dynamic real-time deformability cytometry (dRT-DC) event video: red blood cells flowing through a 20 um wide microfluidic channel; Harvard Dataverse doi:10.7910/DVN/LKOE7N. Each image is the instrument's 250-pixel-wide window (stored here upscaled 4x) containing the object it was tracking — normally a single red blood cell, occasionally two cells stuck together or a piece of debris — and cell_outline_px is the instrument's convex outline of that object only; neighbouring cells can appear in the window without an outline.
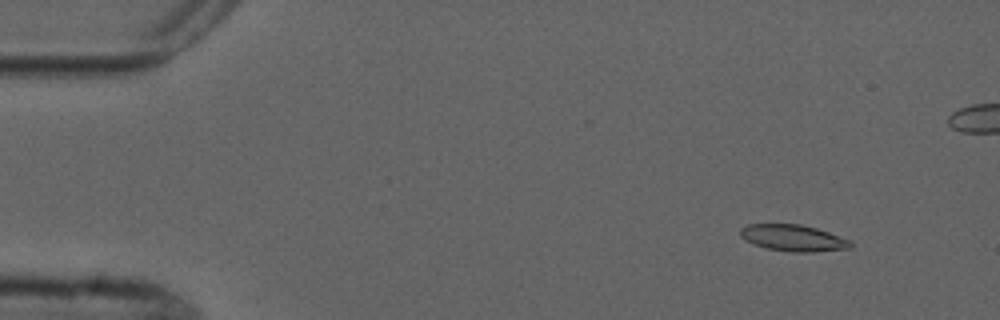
{"species": "common noctule bat (a hibernating species)", "species_latin": "Nyctalus noctula", "temperature_condition": "cold", "stored_images_in_passage": 5, "camera_frame_rate_fps": 3000, "um_per_image_px": 0.085, "animal": {"sex": "male", "forearm_length_mm": 52.5}, "frame": {"image": 1, "passage_image": 2, "time_ms": 1.333, "image_size_px": [1000, 320], "cell_outline_px": [[852, 244], [848, 248], [812, 252], [792, 252], [764, 248], [740, 236], [740, 228], [748, 224], [800, 224], [816, 228], [852, 240]], "centroid_in_image_um": [67.43, 20.22], "position_along_channel_um": 17.6, "area_um2": 16.88}}